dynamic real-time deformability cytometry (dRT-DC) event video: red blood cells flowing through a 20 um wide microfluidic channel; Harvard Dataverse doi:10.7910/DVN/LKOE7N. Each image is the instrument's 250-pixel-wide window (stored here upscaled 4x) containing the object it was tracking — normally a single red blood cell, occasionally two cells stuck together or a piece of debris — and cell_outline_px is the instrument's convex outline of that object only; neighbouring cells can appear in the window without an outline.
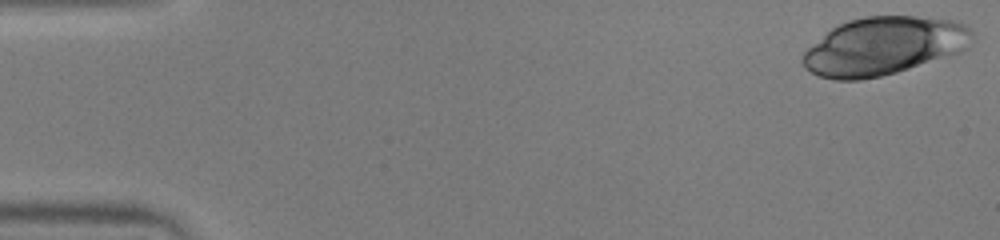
{"species": "human", "species_latin": "Homo sapiens", "temperature_condition": "warm", "stored_images_in_passage": 43, "camera_frame_rate_fps": 3000, "um_per_image_px": 0.085, "donor": {"sex": "male"}, "frame": {"image": 1, "passage_image": 1, "time_ms": 0.0, "image_size_px": [1000, 240], "cell_outline_px": [[972, 36], [968, 48], [960, 52], [896, 72], [880, 76], [860, 80], [836, 80], [820, 76], [804, 68], [800, 60], [804, 52], [808, 48], [832, 28], [848, 20], [864, 16], [916, 16], [956, 20], [964, 24], [972, 32]], "centroid_in_image_um": [75.11, 3.91], "position_along_channel_um": 9.9, "area_um2": 57.05}}
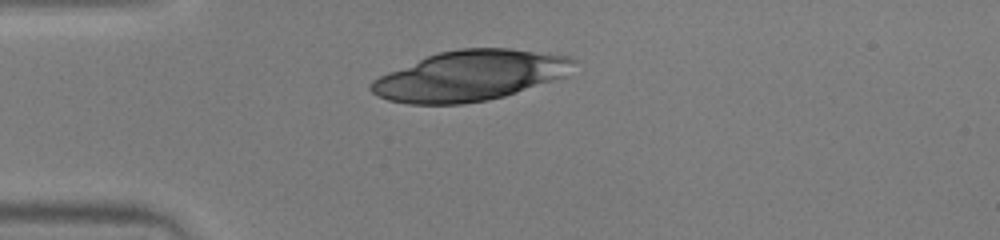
{"frame": {"image": 2, "passage_image": 13, "time_ms": 4.0, "image_size_px": [1000, 240], "cell_outline_px": [[576, 60], [568, 76], [504, 96], [488, 100], [460, 104], [408, 104], [388, 100], [372, 92], [368, 88], [372, 80], [388, 72], [428, 56], [440, 52], [460, 48], [512, 48], [572, 56]], "centroid_in_image_um": [40.0, 6.43], "position_along_channel_um": 45.0, "area_um2": 59.3}}